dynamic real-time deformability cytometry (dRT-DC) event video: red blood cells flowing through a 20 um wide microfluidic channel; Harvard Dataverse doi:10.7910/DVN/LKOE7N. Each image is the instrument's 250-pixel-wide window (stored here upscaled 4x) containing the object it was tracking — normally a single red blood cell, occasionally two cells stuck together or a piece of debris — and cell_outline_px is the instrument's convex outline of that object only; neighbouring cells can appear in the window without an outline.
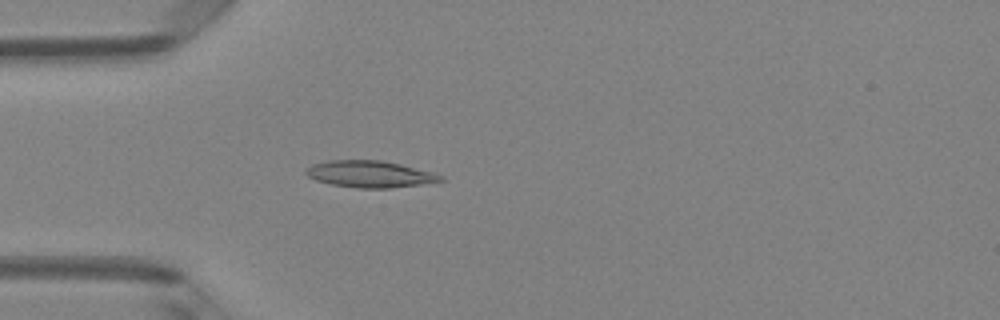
{"species": "Egyptian fruit bat (a non-hibernating species)", "species_latin": "Rousettus aegyptiacus", "temperature_condition": "room temperature", "stored_images_in_passage": 4, "camera_frame_rate_fps": 3000, "um_per_image_px": 0.085, "animal": {"sex": "female"}, "frame": {"image": 1, "passage_image": 4, "time_ms": 1.0, "image_size_px": [1000, 320], "cell_outline_px": [[444, 180], [420, 184], [392, 188], [356, 188], [332, 184], [316, 180], [308, 176], [304, 172], [304, 168], [312, 164], [328, 160], [380, 160], [400, 164], [432, 172], [444, 176]], "centroid_in_image_um": [31.4, 14.79], "position_along_channel_um": 53.6, "area_um2": 20.92}}